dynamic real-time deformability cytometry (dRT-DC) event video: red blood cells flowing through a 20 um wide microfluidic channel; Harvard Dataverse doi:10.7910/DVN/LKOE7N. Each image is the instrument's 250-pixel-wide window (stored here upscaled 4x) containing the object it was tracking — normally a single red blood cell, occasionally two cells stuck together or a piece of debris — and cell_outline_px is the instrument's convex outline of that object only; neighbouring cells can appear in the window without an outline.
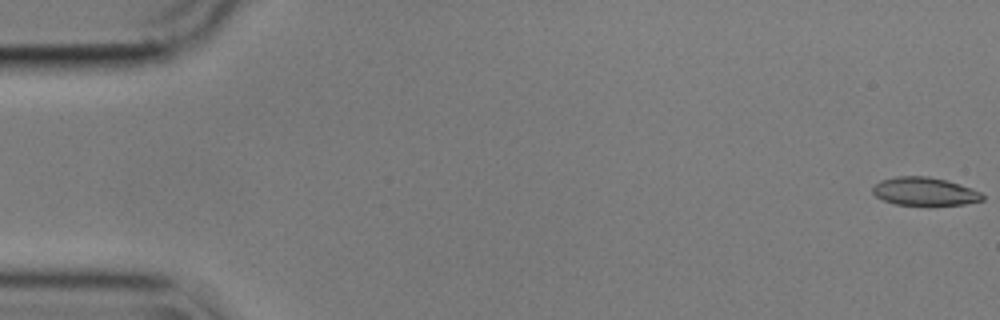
{"species": "common noctule bat (a hibernating species)", "species_latin": "Nyctalus noctula", "temperature_condition": "cold", "stored_images_in_passage": 33, "camera_frame_rate_fps": 3000, "um_per_image_px": 0.085, "animal": {"sex": "male", "body_mass_g": 17.9}, "frame": {"image": 1, "passage_image": 1, "time_ms": 0.0, "image_size_px": [1000, 320], "cell_outline_px": [[984, 200], [964, 204], [928, 208], [896, 204], [884, 200], [876, 196], [872, 192], [872, 188], [880, 180], [896, 176], [928, 176], [944, 180], [972, 188], [980, 192], [984, 196]], "centroid_in_image_um": [78.6, 16.32], "position_along_channel_um": 6.4, "area_um2": 18.67}}
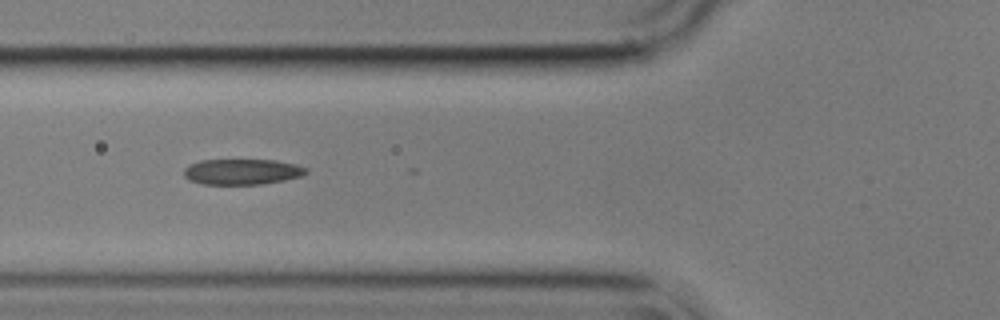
{"frame": {"image": 2, "passage_image": 21, "time_ms": 6.667, "image_size_px": [1000, 320], "cell_outline_px": [[308, 172], [300, 176], [284, 180], [264, 184], [204, 184], [188, 180], [184, 176], [184, 168], [188, 164], [200, 160], [276, 160], [296, 164], [308, 168]], "centroid_in_image_um": [20.56, 14.59], "position_along_channel_um": 105.2, "area_um2": 18.38}}
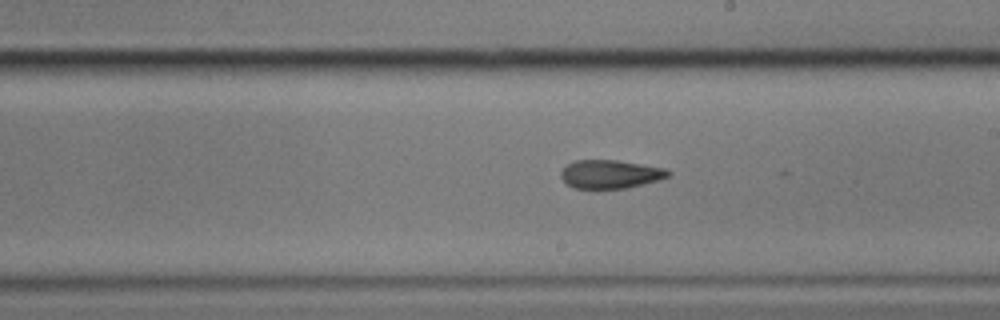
{"frame": {"image": 3, "passage_image": 32, "time_ms": 10.333, "image_size_px": [1000, 320], "cell_outline_px": [[672, 172], [668, 176], [660, 180], [628, 188], [572, 188], [560, 176], [560, 172], [568, 164], [576, 160], [616, 160], [664, 168]], "centroid_in_image_um": [51.89, 14.81], "position_along_channel_um": 237.1, "area_um2": 17.69}}